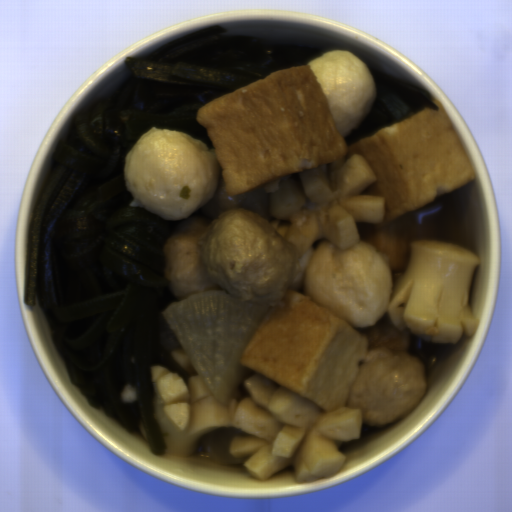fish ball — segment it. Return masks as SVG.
Masks as SVG:
<instances>
[{"mask_svg":"<svg viewBox=\"0 0 512 512\" xmlns=\"http://www.w3.org/2000/svg\"><path fill=\"white\" fill-rule=\"evenodd\" d=\"M375 96L372 73L351 50L275 71L196 113L214 149L186 133L149 128L125 157L128 205L179 221L213 199L220 169L231 197L353 154L374 177L359 194L383 198L390 221L475 181L437 100L439 110L426 108L349 145L344 136L366 118Z\"/></svg>","mask_w":512,"mask_h":512,"instance_id":"1","label":"fish ball"},{"mask_svg":"<svg viewBox=\"0 0 512 512\" xmlns=\"http://www.w3.org/2000/svg\"><path fill=\"white\" fill-rule=\"evenodd\" d=\"M392 271L385 253L361 240L341 249L315 240L279 304L267 313L239 364L323 411H362L364 426L398 421L420 404L425 362L404 350L368 351L359 328L387 310Z\"/></svg>","mask_w":512,"mask_h":512,"instance_id":"2","label":"fish ball"},{"mask_svg":"<svg viewBox=\"0 0 512 512\" xmlns=\"http://www.w3.org/2000/svg\"><path fill=\"white\" fill-rule=\"evenodd\" d=\"M208 226L198 221L185 223L164 244L165 278L177 300H185L199 291L221 289L211 280L199 246Z\"/></svg>","mask_w":512,"mask_h":512,"instance_id":"3","label":"fish ball"}]
</instances>
